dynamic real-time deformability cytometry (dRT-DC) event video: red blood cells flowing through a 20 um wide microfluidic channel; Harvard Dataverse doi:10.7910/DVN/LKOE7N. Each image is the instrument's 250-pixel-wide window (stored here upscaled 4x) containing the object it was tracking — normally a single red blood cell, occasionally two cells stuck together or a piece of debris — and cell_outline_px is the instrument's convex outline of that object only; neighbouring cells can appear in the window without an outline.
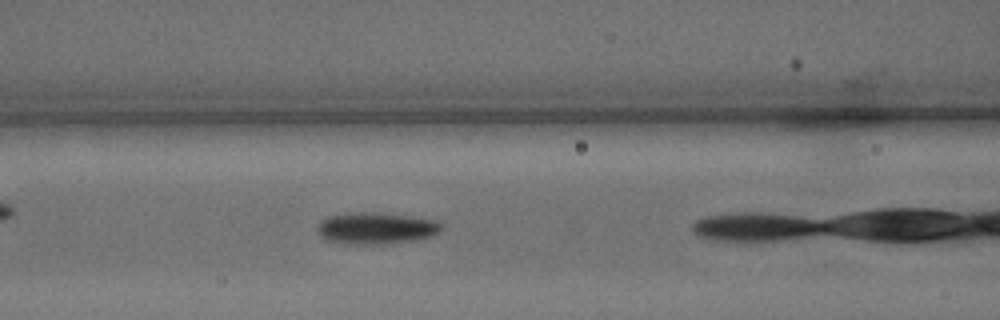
{"species": "common noctule bat (a hibernating species)", "species_latin": "Nyctalus noctula", "temperature_condition": "warm", "stored_images_in_passage": 26, "camera_frame_rate_fps": 3000, "um_per_image_px": 0.085, "animal": {"sex": "male", "body_mass_g": 15.6}, "frame": {"image": 1, "passage_image": 15, "time_ms": 4.667, "image_size_px": [1000, 320], "cell_outline_px": [[444, 228], [428, 236], [412, 240], [388, 244], [356, 244], [324, 240], [320, 236], [316, 228], [320, 220], [328, 216], [364, 212], [404, 216], [436, 220], [444, 224]], "centroid_in_image_um": [31.92, 19.41], "position_along_channel_um": 134.7, "area_um2": 22.43}}